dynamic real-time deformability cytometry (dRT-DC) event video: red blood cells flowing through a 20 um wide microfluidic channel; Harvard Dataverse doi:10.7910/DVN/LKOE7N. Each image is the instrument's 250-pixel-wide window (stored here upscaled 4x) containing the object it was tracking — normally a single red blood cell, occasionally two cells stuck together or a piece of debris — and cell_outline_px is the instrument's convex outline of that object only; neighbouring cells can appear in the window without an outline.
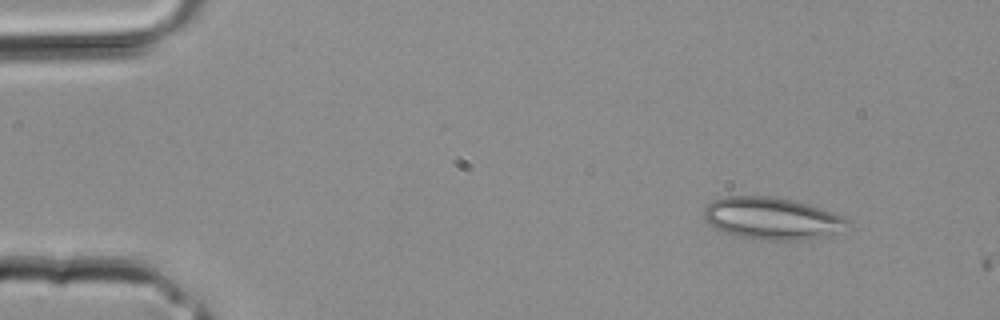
{"species": "common noctule bat (a hibernating species)", "species_latin": "Nyctalus noctula", "temperature_condition": "room temperature", "stored_images_in_passage": 5, "camera_frame_rate_fps": 3000, "um_per_image_px": 0.085, "animal": {"sex": "male", "body_mass_g": 20.4}, "frame": {"image": 1, "passage_image": 1, "time_ms": 0.0, "image_size_px": [1000, 320], "cell_outline_px": [[852, 224], [832, 232], [820, 236], [800, 240], [768, 240], [736, 236], [724, 232], [716, 228], [704, 220], [704, 208], [712, 200], [724, 196], [768, 196], [792, 200], [808, 204], [832, 212], [848, 220]], "centroid_in_image_um": [65.53, 18.55], "position_along_channel_um": 19.5, "area_um2": 34.74}}